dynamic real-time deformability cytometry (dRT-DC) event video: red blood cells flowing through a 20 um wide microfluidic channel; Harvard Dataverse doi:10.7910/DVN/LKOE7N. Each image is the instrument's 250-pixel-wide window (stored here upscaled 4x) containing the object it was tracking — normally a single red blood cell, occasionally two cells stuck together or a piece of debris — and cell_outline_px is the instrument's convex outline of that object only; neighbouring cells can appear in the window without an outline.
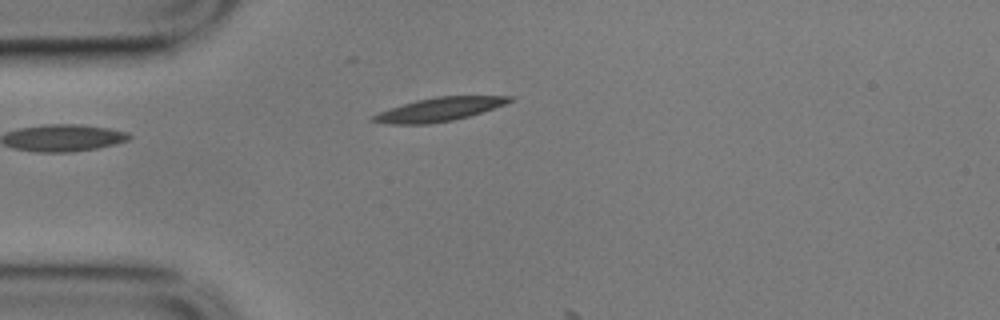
{"species": "common noctule bat (a hibernating species)", "species_latin": "Nyctalus noctula", "temperature_condition": "cold", "stored_images_in_passage": 2, "camera_frame_rate_fps": 3000, "um_per_image_px": 0.085, "animal": {"sex": "male", "body_mass_g": 17.9}, "frame": {"image": 1, "passage_image": 1, "time_ms": 0.0, "image_size_px": [1000, 320], "cell_outline_px": [[516, 100], [468, 116], [452, 120], [428, 124], [388, 124], [368, 120], [372, 116], [388, 108], [416, 100], [436, 96], [516, 96]], "centroid_in_image_um": [37.31, 9.29], "position_along_channel_um": 47.7, "area_um2": 18.67}}